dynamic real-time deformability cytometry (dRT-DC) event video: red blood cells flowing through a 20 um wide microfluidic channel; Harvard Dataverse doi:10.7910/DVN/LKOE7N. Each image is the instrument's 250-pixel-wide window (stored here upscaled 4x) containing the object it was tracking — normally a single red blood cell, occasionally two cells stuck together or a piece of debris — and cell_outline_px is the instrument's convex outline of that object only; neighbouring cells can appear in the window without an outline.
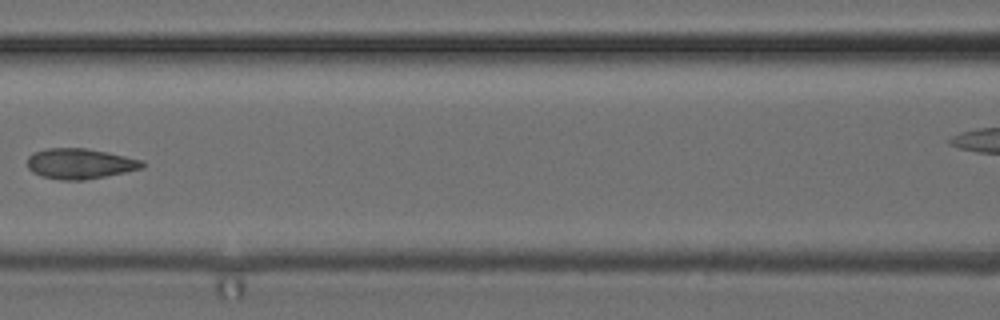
{"species": "common noctule bat (a hibernating species)", "species_latin": "Nyctalus noctula", "temperature_condition": "cold", "stored_images_in_passage": 8, "segment_of_instrument_passage": [1, 2], "camera_frame_rate_fps": 3000, "um_per_image_px": 0.085, "animal": {"sex": "female", "body_mass_g": 24.6, "forearm_length_mm": 56.2}, "frame": {"image": 1, "passage_image": 7, "time_ms": 7.0, "image_size_px": [1000, 320], "cell_outline_px": [[144, 168], [84, 180], [60, 180], [40, 176], [32, 172], [28, 168], [28, 156], [32, 152], [44, 148], [88, 148], [108, 152], [144, 160]], "centroid_in_image_um": [6.78, 13.9], "position_along_channel_um": 159.8, "area_um2": 20.58}}